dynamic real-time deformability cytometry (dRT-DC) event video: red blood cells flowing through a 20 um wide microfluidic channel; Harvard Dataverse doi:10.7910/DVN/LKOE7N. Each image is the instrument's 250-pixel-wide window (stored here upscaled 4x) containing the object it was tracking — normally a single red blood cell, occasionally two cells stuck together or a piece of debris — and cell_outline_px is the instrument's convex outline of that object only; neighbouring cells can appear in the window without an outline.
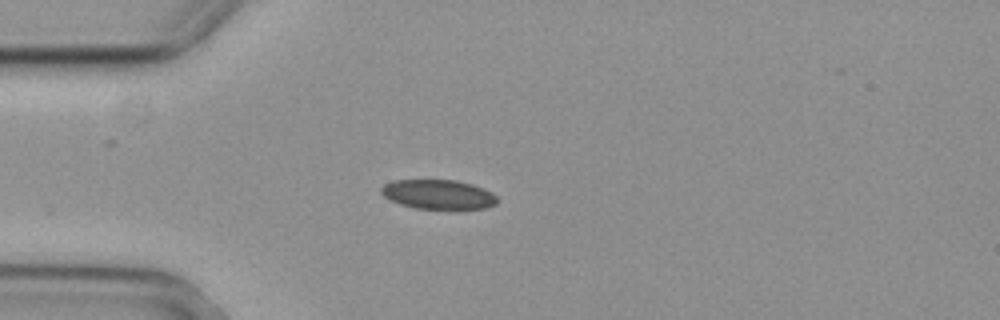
{"species": "common noctule bat (a hibernating species)", "species_latin": "Nyctalus noctula", "temperature_condition": "cold", "stored_images_in_passage": 10, "camera_frame_rate_fps": 3000, "um_per_image_px": 0.085, "animal": {"sex": "female", "body_mass_g": 29.2, "forearm_length_mm": 56.3}, "frame": {"image": 1, "passage_image": 1, "time_ms": 0.0, "image_size_px": [1000, 320], "cell_outline_px": [[496, 204], [484, 208], [460, 212], [456, 212], [416, 208], [400, 204], [384, 196], [380, 192], [380, 188], [384, 184], [396, 180], [456, 180], [472, 184], [484, 188], [492, 192], [496, 196]], "centroid_in_image_um": [37.31, 16.57], "position_along_channel_um": 47.7, "area_um2": 20.69}}
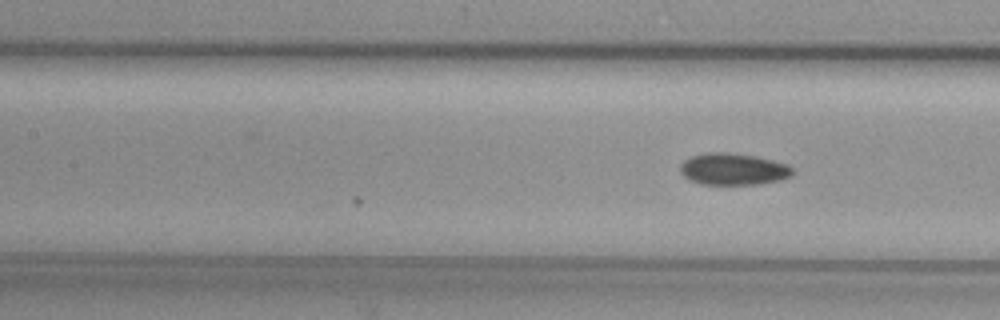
{"frame": {"image": 2, "passage_image": 10, "time_ms": 3.0, "image_size_px": [1000, 320], "cell_outline_px": [[792, 176], [780, 180], [760, 184], [700, 184], [688, 180], [680, 172], [680, 164], [684, 160], [692, 156], [708, 152], [728, 152], [756, 156], [788, 164], [792, 168]], "centroid_in_image_um": [62.31, 14.37], "position_along_channel_um": 145.1, "area_um2": 20.92}}